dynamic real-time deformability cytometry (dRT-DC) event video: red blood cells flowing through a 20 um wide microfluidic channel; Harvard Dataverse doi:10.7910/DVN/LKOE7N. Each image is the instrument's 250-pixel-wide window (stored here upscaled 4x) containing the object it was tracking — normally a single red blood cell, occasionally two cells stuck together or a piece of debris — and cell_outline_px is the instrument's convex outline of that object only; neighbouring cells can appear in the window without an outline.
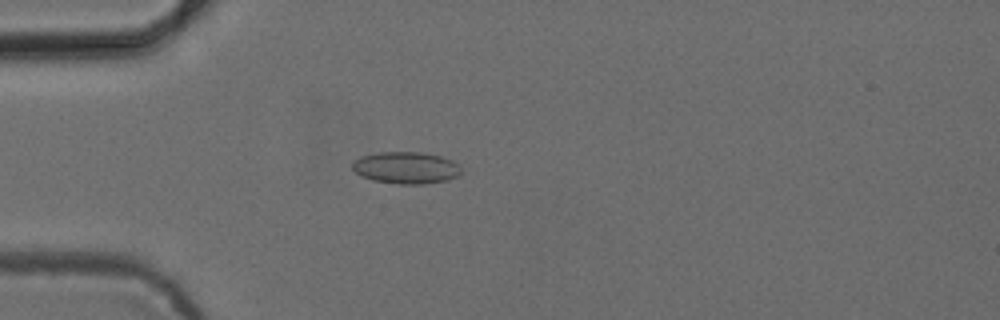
{"species": "common noctule bat (a hibernating species)", "species_latin": "Nyctalus noctula", "temperature_condition": "cold", "stored_images_in_passage": 52, "camera_frame_rate_fps": 3000, "um_per_image_px": 0.085, "animal": {"sex": "female", "body_mass_g": 24.6, "forearm_length_mm": 56.2}, "frame": {"image": 1, "passage_image": 14, "time_ms": 4.333, "image_size_px": [1000, 320], "cell_outline_px": [[460, 172], [456, 176], [448, 180], [424, 184], [396, 184], [372, 180], [356, 172], [352, 168], [352, 164], [360, 156], [380, 152], [420, 152], [440, 156], [452, 160], [460, 168]], "centroid_in_image_um": [34.5, 14.26], "position_along_channel_um": 50.5, "area_um2": 20.06}}
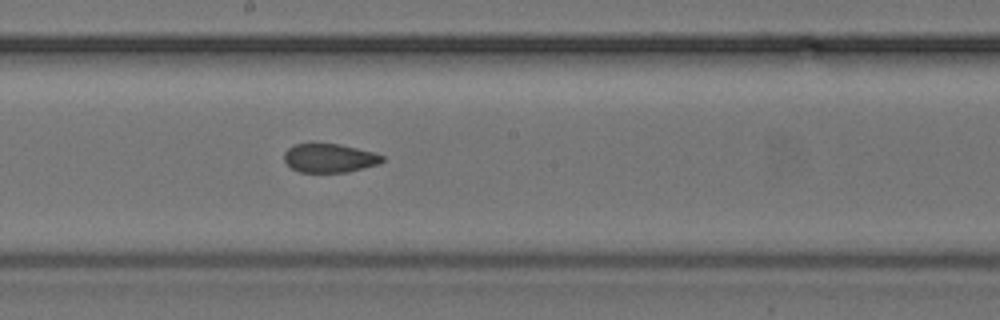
{"frame": {"image": 2, "passage_image": 28, "time_ms": 9.0, "image_size_px": [1000, 320], "cell_outline_px": [[384, 160], [380, 164], [348, 172], [300, 172], [292, 168], [284, 160], [284, 152], [292, 144], [340, 144], [372, 152], [384, 156]], "centroid_in_image_um": [28.01, 13.44], "position_along_channel_um": 220.2, "area_um2": 16.42}}
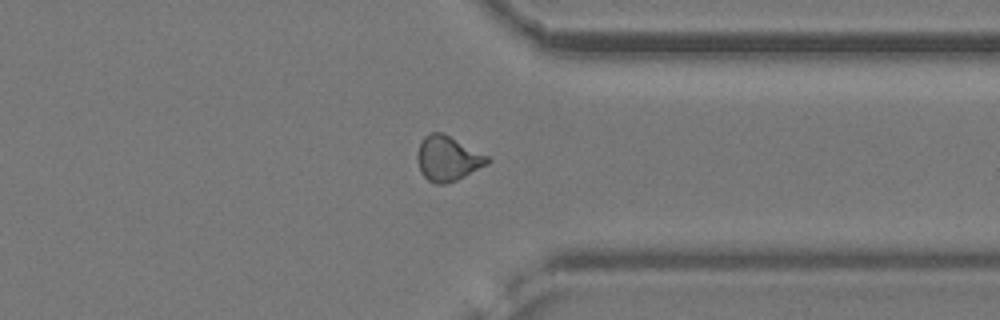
{"frame": {"image": 3, "passage_image": 40, "time_ms": 13.0, "image_size_px": [1000, 320], "cell_outline_px": [[492, 160], [488, 164], [456, 180], [444, 184], [436, 184], [428, 180], [420, 172], [416, 160], [416, 156], [420, 140], [428, 132], [444, 132], [488, 156]], "centroid_in_image_um": [38.03, 13.45], "position_along_channel_um": 373.4, "area_um2": 18.61}, "authors_computed_cell_mechanics": {"area_um2": 17.6868, "velocity_mm_per_s": 3.8885, "shape_relaxation_time_tau1_ms": null, "shape_relaxation_time_tau2_ms": 3.0531, "deformation_change_tau1": null, "deformation_change_tau2": 0.0781}}